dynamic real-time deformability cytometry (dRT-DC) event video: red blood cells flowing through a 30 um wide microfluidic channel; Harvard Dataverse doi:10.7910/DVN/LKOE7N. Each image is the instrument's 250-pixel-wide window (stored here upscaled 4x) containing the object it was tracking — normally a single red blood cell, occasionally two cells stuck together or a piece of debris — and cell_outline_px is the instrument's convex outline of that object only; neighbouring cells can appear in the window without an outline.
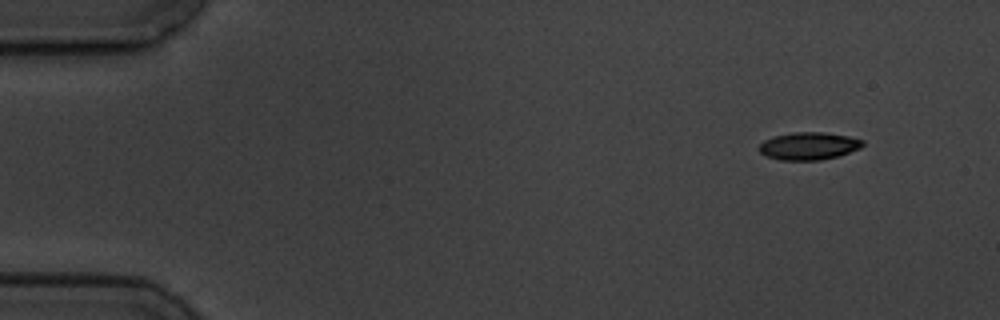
{"species": "common noctule bat (a hibernating species)", "species_latin": "Nyctalus noctula", "temperature_condition": "cold", "stored_images_in_passage": 5, "camera_frame_rate_fps": 3000, "um_per_image_px": 0.085, "animal": {"sex": "male", "body_mass_g": 19.5, "forearm_length_mm": 54.6}, "frame": {"image": 1, "passage_image": 1, "time_ms": 0.0, "image_size_px": [1000, 320], "cell_outline_px": [[864, 144], [860, 148], [836, 156], [820, 160], [780, 160], [764, 156], [760, 152], [760, 144], [764, 140], [772, 136], [792, 132], [824, 132], [848, 136], [864, 140]], "centroid_in_image_um": [68.71, 12.4], "position_along_channel_um": 16.3, "area_um2": 16.65}}
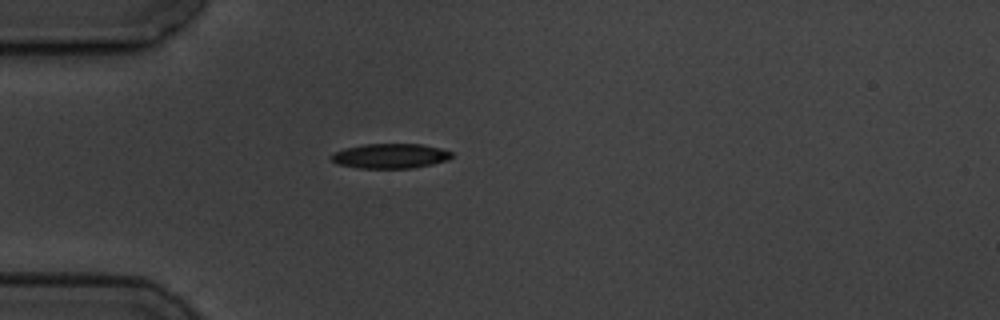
{"frame": {"image": 2, "passage_image": 4, "time_ms": 3.667, "image_size_px": [1000, 320], "cell_outline_px": [[452, 156], [448, 160], [432, 164], [412, 168], [360, 168], [336, 164], [328, 156], [344, 148], [364, 144], [420, 144], [440, 148], [452, 152]], "centroid_in_image_um": [33.15, 13.26], "position_along_channel_um": 51.8, "area_um2": 17.4}}